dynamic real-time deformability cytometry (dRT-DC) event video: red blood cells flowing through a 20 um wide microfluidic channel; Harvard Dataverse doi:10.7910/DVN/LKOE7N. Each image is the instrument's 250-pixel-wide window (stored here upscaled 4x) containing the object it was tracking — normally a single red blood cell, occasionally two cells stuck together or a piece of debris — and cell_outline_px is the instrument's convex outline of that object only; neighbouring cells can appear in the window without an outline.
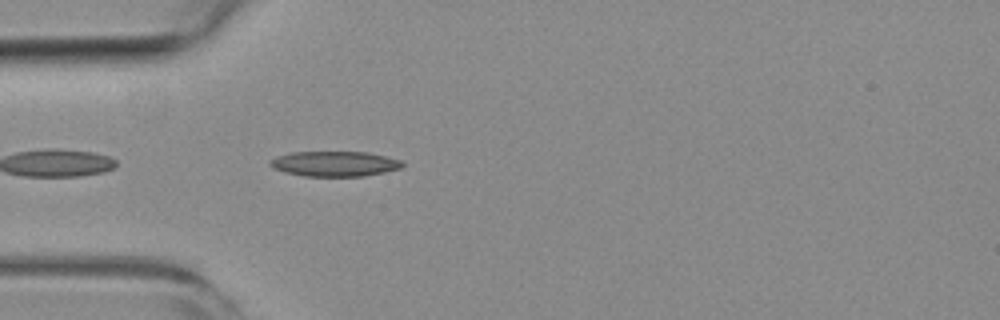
{"species": "common noctule bat (a hibernating species)", "species_latin": "Nyctalus noctula", "temperature_condition": "room temperature", "stored_images_in_passage": 6, "camera_frame_rate_fps": 3000, "um_per_image_px": 0.085, "animal": {"sex": "female", "body_mass_g": 19.3, "forearm_length_mm": 54.1}, "frame": {"image": 1, "passage_image": 2, "time_ms": 0.333, "image_size_px": [1000, 320], "cell_outline_px": [[404, 164], [400, 168], [384, 172], [364, 176], [304, 176], [284, 172], [272, 168], [268, 164], [268, 160], [276, 156], [292, 152], [368, 152], [404, 160]], "centroid_in_image_um": [28.43, 13.92], "position_along_channel_um": 56.6, "area_um2": 19.59}}